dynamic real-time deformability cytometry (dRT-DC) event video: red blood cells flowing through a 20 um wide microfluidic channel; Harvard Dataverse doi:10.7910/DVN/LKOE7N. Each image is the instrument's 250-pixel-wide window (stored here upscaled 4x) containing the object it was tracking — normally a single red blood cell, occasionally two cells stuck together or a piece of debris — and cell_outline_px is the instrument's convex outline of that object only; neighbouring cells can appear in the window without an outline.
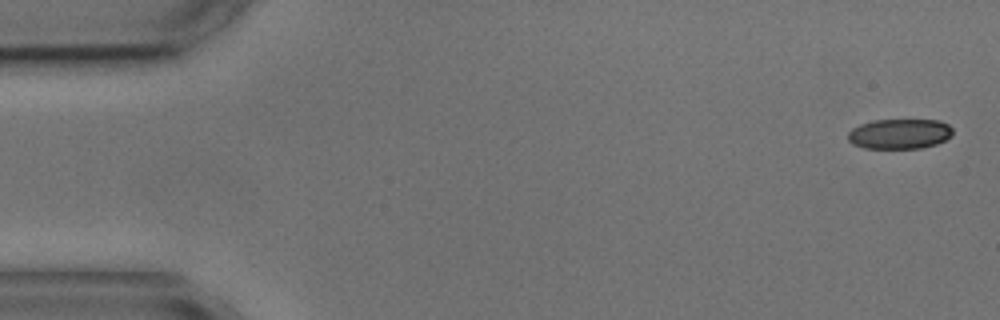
{"species": "common noctule bat (a hibernating species)", "species_latin": "Nyctalus noctula", "temperature_condition": "cold", "stored_images_in_passage": 5, "camera_frame_rate_fps": 3000, "um_per_image_px": 0.085, "animal": {"sex": "male", "body_mass_g": 17.9, "forearm_length_mm": 54.2}, "frame": {"image": 1, "passage_image": 1, "time_ms": 0.0, "image_size_px": [1000, 320], "cell_outline_px": [[952, 136], [936, 144], [920, 148], [864, 148], [852, 144], [848, 140], [848, 132], [852, 128], [860, 124], [872, 120], [940, 120], [948, 124], [952, 128]], "centroid_in_image_um": [76.45, 11.37], "position_along_channel_um": 8.5, "area_um2": 18.44}}
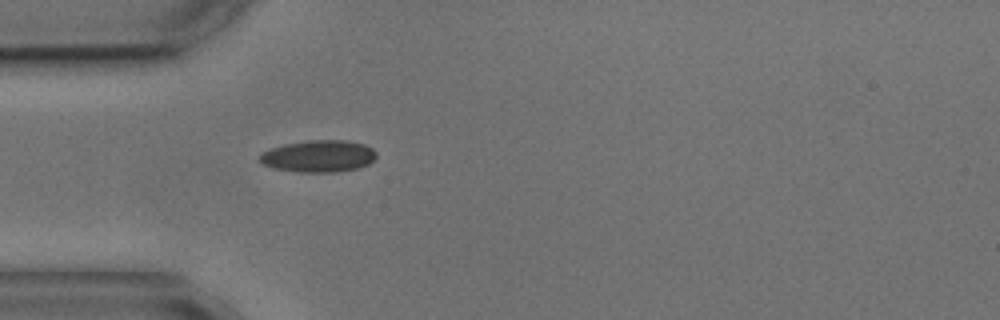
{"frame": {"image": 2, "passage_image": 5, "time_ms": 4.667, "image_size_px": [1000, 320], "cell_outline_px": [[376, 156], [368, 164], [356, 168], [336, 172], [300, 172], [272, 168], [264, 164], [256, 156], [260, 152], [284, 144], [308, 140], [344, 140], [364, 144], [372, 148], [376, 152]], "centroid_in_image_um": [27.04, 13.27], "position_along_channel_um": 58.0, "area_um2": 21.73}}